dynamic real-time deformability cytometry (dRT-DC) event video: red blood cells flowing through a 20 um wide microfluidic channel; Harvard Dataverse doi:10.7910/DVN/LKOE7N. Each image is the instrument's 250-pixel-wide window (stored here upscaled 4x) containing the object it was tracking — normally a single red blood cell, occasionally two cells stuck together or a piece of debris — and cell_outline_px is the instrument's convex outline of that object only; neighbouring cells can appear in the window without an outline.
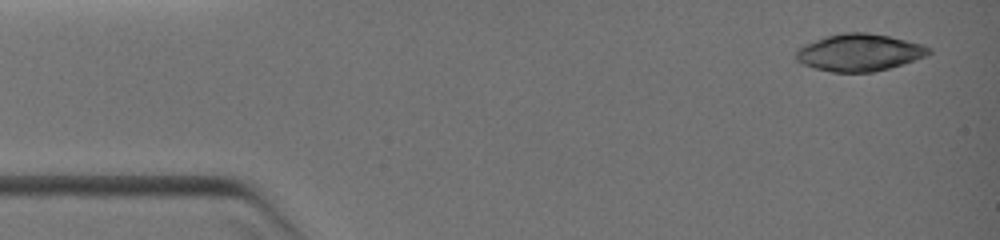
{"species": "common noctule bat (a hibernating species)", "species_latin": "Nyctalus noctula", "temperature_condition": "warm", "stored_images_in_passage": 7, "camera_frame_rate_fps": 3000, "um_per_image_px": 0.085, "animal": {"sex": "female", "body_mass_g": 19.0, "forearm_length_mm": 51.5}, "frame": {"image": 1, "passage_image": 1, "time_ms": 0.0, "image_size_px": [1000, 240], "cell_outline_px": [[932, 52], [924, 56], [888, 68], [872, 72], [832, 72], [816, 68], [804, 64], [796, 60], [796, 48], [804, 44], [824, 36], [844, 32], [868, 32], [888, 36], [920, 44], [932, 48]], "centroid_in_image_um": [72.99, 4.45], "position_along_channel_um": 12.0, "area_um2": 28.5}}
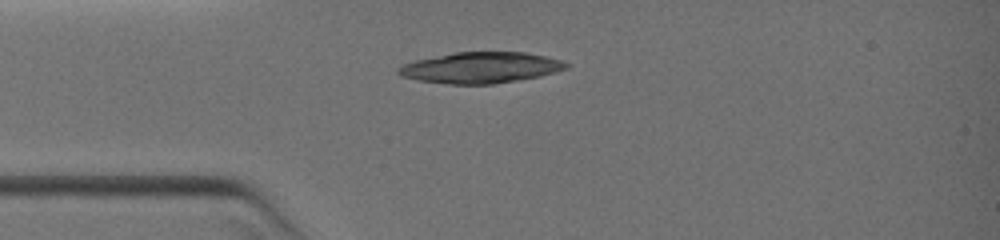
{"frame": {"image": 2, "passage_image": 6, "time_ms": 2.667, "image_size_px": [1000, 240], "cell_outline_px": [[568, 68], [556, 72], [540, 76], [492, 84], [448, 84], [416, 80], [400, 76], [396, 72], [404, 64], [416, 60], [456, 52], [524, 52], [564, 60], [568, 64]], "centroid_in_image_um": [40.87, 5.75], "position_along_channel_um": 44.1, "area_um2": 30.17}}